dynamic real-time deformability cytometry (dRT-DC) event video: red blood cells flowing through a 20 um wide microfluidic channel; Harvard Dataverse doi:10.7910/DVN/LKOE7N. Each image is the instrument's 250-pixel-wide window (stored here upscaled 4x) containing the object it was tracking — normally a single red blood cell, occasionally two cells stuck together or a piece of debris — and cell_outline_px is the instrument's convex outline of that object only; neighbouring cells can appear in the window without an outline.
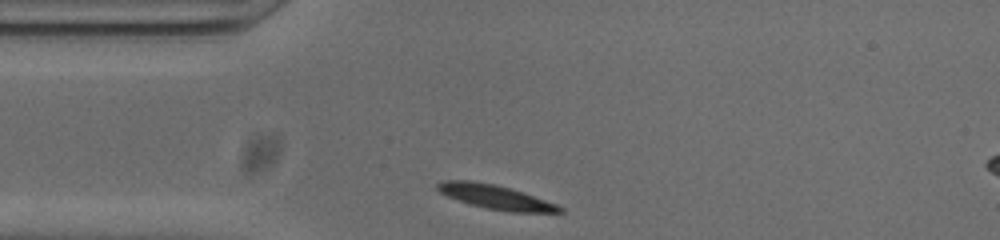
{"species": "common noctule bat (a hibernating species)", "species_latin": "Nyctalus noctula", "temperature_condition": "cold", "stored_images_in_passage": 30, "camera_frame_rate_fps": 3000, "um_per_image_px": 0.085, "animal": {"sex": "male", "body_mass_g": 20.0, "forearm_length_mm": 53.3}, "frame": {"image": 1, "passage_image": 1, "time_ms": 0.0, "image_size_px": [1000, 240], "cell_outline_px": [[564, 212], [508, 212], [484, 208], [468, 204], [448, 196], [440, 192], [436, 188], [436, 184], [444, 180], [472, 180], [492, 184], [508, 188], [556, 204], [564, 208]], "centroid_in_image_um": [42.07, 16.75], "position_along_channel_um": 42.9, "area_um2": 16.99}}
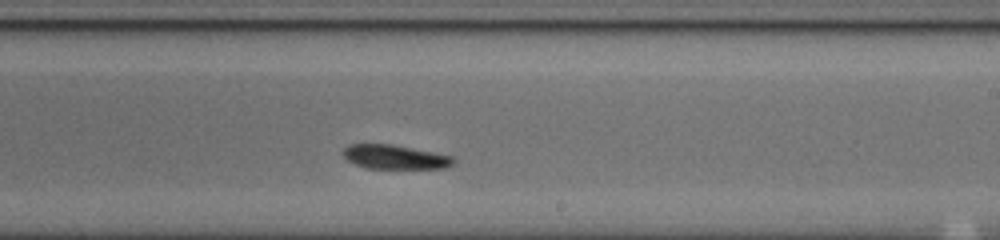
{"frame": {"image": 2, "passage_image": 19, "time_ms": 6.0, "image_size_px": [1000, 240], "cell_outline_px": [[456, 160], [452, 164], [444, 168], [364, 168], [348, 160], [340, 152], [348, 144], [392, 144], [452, 156]], "centroid_in_image_um": [33.52, 13.34], "position_along_channel_um": 255.5, "area_um2": 15.43}}
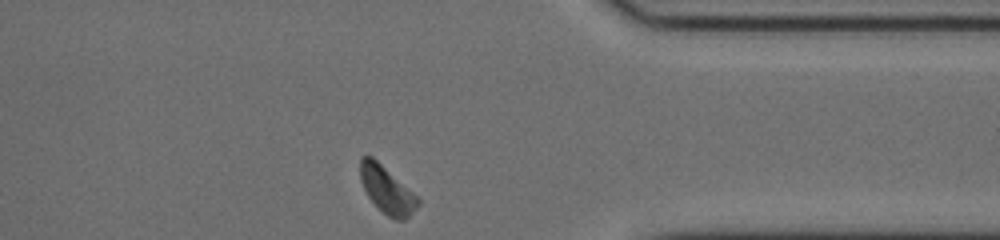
{"frame": {"image": 3, "passage_image": 30, "time_ms": 9.667, "image_size_px": [1000, 240], "cell_outline_px": [[420, 204], [404, 220], [396, 220], [388, 216], [368, 196], [360, 180], [360, 156], [372, 156], [420, 196]], "centroid_in_image_um": [32.92, 16.11], "position_along_channel_um": 378.5, "area_um2": 15.9}, "authors_computed_cell_mechanics": {"area_um2": 16.7042, "velocity_mm_per_s": 3.7764, "shape_relaxation_time_tau1_ms": 1.871, "shape_relaxation_time_tau2_ms": null, "deformation_change_tau1": 0.105, "deformation_change_tau2": null}}